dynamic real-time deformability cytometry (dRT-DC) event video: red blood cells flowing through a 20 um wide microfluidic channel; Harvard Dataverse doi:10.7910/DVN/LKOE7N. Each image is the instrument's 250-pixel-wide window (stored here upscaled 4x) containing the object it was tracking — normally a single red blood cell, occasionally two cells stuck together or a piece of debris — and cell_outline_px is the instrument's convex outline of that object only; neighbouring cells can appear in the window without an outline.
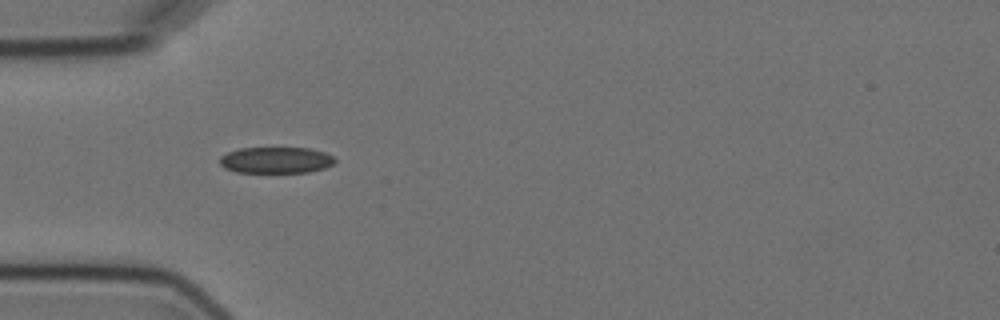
{"species": "Egyptian fruit bat (a non-hibernating species)", "species_latin": "Rousettus aegyptiacus", "temperature_condition": "cold", "stored_images_in_passage": 2, "camera_frame_rate_fps": 3000, "um_per_image_px": 0.085, "animal": {"sex": "female"}, "frame": {"image": 1, "passage_image": 1, "time_ms": 0.0, "image_size_px": [1000, 320], "cell_outline_px": [[336, 160], [332, 164], [324, 168], [308, 172], [236, 172], [224, 168], [220, 164], [220, 156], [228, 152], [240, 148], [312, 148], [324, 152], [332, 156]], "centroid_in_image_um": [23.44, 13.6], "position_along_channel_um": 61.6, "area_um2": 17.57}}
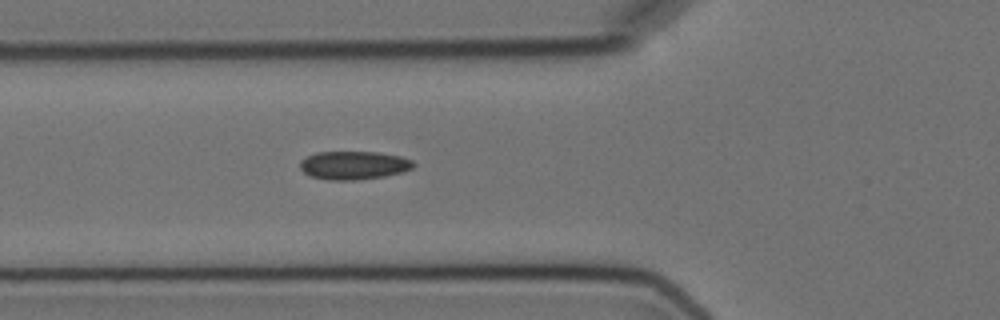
{"frame": {"image": 2, "passage_image": 2, "time_ms": 1.0, "image_size_px": [1000, 320], "cell_outline_px": [[416, 164], [412, 168], [404, 172], [384, 176], [356, 180], [328, 180], [308, 176], [300, 168], [300, 160], [316, 152], [380, 152], [400, 156], [412, 160]], "centroid_in_image_um": [30.07, 14.05], "position_along_channel_um": 95.7, "area_um2": 18.9}}